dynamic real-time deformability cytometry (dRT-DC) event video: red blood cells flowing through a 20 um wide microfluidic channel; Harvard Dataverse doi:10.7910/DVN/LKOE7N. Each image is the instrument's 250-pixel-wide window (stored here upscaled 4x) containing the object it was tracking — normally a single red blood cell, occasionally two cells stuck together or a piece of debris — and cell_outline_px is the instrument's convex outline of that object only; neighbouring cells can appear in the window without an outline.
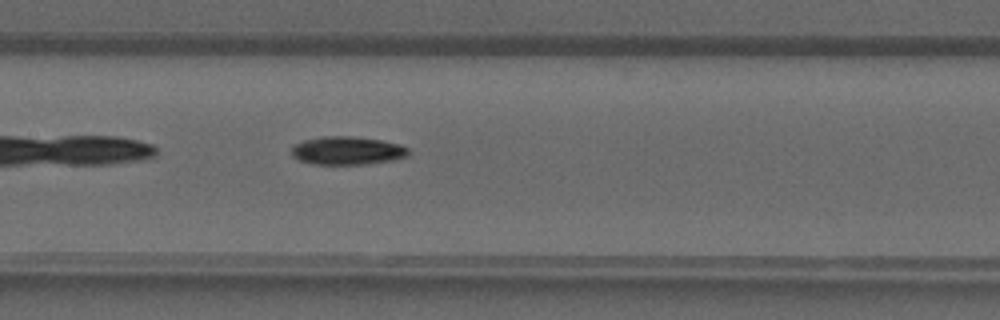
{"species": "common noctule bat (a hibernating species)", "species_latin": "Nyctalus noctula", "temperature_condition": "warm", "stored_images_in_passage": 30, "camera_frame_rate_fps": 3000, "um_per_image_px": 0.085, "animal": {"sex": "male", "forearm_length_mm": 52.5}, "frame": {"image": 1, "passage_image": 13, "time_ms": 4.0, "image_size_px": [1000, 320], "cell_outline_px": [[408, 156], [392, 160], [364, 164], [312, 164], [300, 160], [292, 156], [292, 148], [296, 144], [304, 140], [324, 136], [352, 136], [380, 140], [400, 144], [408, 148]], "centroid_in_image_um": [29.52, 12.8], "position_along_channel_um": 177.9, "area_um2": 19.07}}
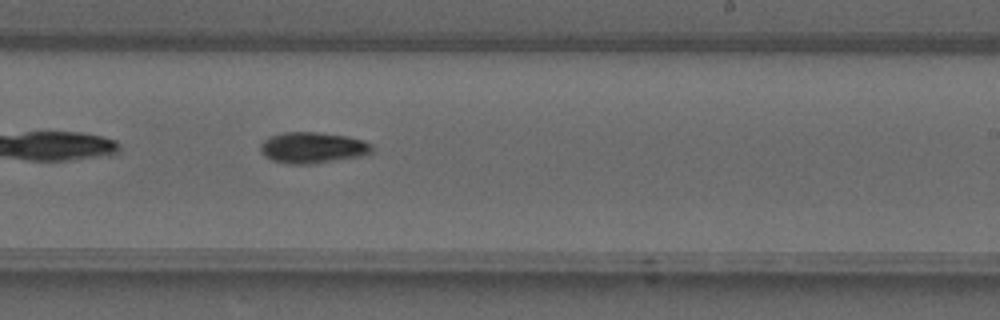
{"frame": {"image": 2, "passage_image": 18, "time_ms": 5.667, "image_size_px": [1000, 320], "cell_outline_px": [[372, 152], [368, 156], [312, 164], [288, 164], [272, 160], [264, 156], [260, 152], [260, 144], [264, 140], [272, 136], [284, 132], [316, 132], [348, 136], [364, 140], [372, 144]], "centroid_in_image_um": [26.62, 12.57], "position_along_channel_um": 262.4, "area_um2": 20.58}}
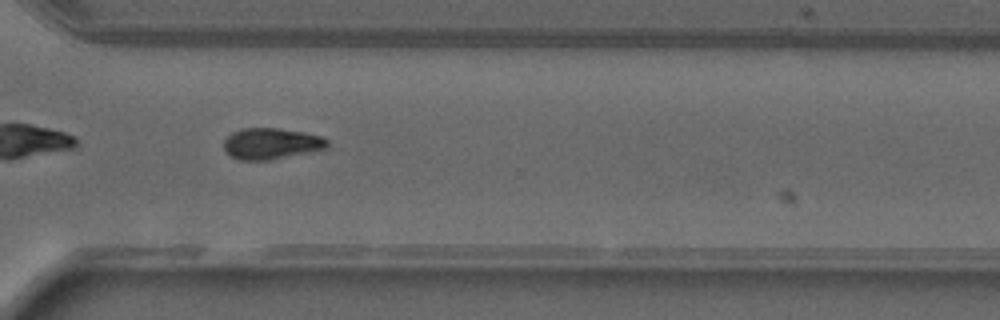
{"frame": {"image": 3, "passage_image": 23, "time_ms": 7.333, "image_size_px": [1000, 320], "cell_outline_px": [[328, 148], [312, 152], [268, 160], [240, 160], [224, 152], [224, 140], [232, 132], [240, 128], [276, 128], [304, 132], [320, 136], [328, 140]], "centroid_in_image_um": [23.05, 12.21], "position_along_channel_um": 347.5, "area_um2": 18.9}}